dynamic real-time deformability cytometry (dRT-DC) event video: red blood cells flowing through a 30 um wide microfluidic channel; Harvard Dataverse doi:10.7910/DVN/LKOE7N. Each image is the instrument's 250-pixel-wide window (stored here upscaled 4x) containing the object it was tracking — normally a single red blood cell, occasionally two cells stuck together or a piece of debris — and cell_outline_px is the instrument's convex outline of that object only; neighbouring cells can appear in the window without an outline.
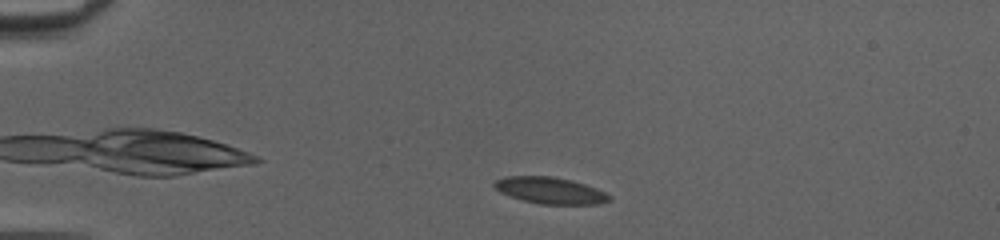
{"species": "common noctule bat (a hibernating species)", "species_latin": "Nyctalus noctula", "temperature_condition": "cold", "stored_images_in_passage": 45, "camera_frame_rate_fps": 3000, "um_per_image_px": 0.085, "animal": {"sex": "female", "body_mass_g": 20.0, "forearm_length_mm": 54.0}, "frame": {"image": 1, "passage_image": 5, "time_ms": 1.333, "image_size_px": [1000, 240], "cell_outline_px": [[612, 196], [608, 200], [596, 204], [540, 204], [524, 200], [500, 192], [492, 184], [496, 180], [508, 176], [552, 176], [584, 184], [596, 188]], "centroid_in_image_um": [46.75, 16.19], "position_along_channel_um": 38.3, "area_um2": 17.4}}
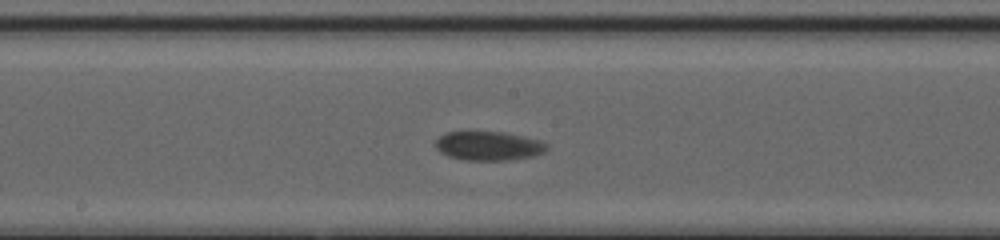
{"frame": {"image": 2, "passage_image": 22, "time_ms": 7.0, "image_size_px": [1000, 240], "cell_outline_px": [[548, 148], [544, 152], [532, 156], [508, 160], [464, 160], [448, 156], [440, 152], [436, 148], [436, 140], [444, 132], [500, 132], [540, 140], [548, 144]], "centroid_in_image_um": [41.51, 12.41], "position_along_channel_um": 206.7, "area_um2": 18.67}}
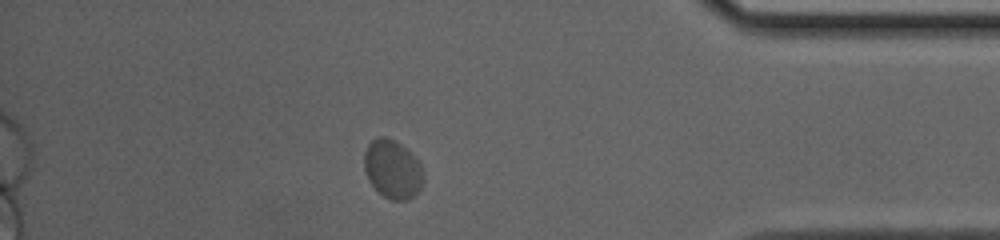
{"frame": {"image": 3, "passage_image": 39, "time_ms": 12.667, "image_size_px": [1000, 240], "cell_outline_px": [[424, 180], [420, 188], [408, 200], [392, 200], [384, 196], [372, 184], [364, 168], [364, 152], [368, 144], [376, 136], [384, 136], [400, 144], [416, 160], [420, 168]], "centroid_in_image_um": [33.33, 14.37], "position_along_channel_um": 401.9, "area_um2": 19.59}, "authors_computed_cell_mechanics": {"area_um2": 18.3226, "velocity_mm_per_s": 3.9571, "shape_relaxation_time_tau1_ms": 0.9469, "shape_relaxation_time_tau2_ms": 0.5591, "deformation_change_tau1": 0.0445, "deformation_change_tau2": 0.0272}}